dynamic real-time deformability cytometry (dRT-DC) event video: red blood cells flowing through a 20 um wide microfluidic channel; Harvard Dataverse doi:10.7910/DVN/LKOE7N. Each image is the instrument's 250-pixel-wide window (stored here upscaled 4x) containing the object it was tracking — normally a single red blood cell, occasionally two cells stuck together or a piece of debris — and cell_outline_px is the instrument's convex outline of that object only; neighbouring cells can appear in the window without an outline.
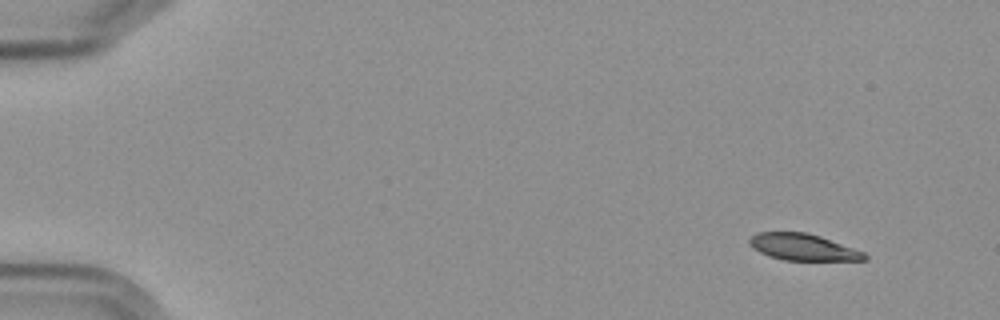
{"species": "Egyptian fruit bat (a non-hibernating species)", "species_latin": "Rousettus aegyptiacus", "temperature_condition": "cold", "stored_images_in_passage": 4, "camera_frame_rate_fps": 3000, "um_per_image_px": 0.085, "frame": {"image": 1, "passage_image": 1, "time_ms": 0.0, "image_size_px": [1000, 320], "cell_outline_px": [[868, 260], [784, 260], [768, 256], [752, 248], [748, 244], [748, 240], [756, 232], [804, 232], [820, 236], [864, 252], [868, 256]], "centroid_in_image_um": [68.22, 21.0], "position_along_channel_um": 16.8, "area_um2": 17.8}}
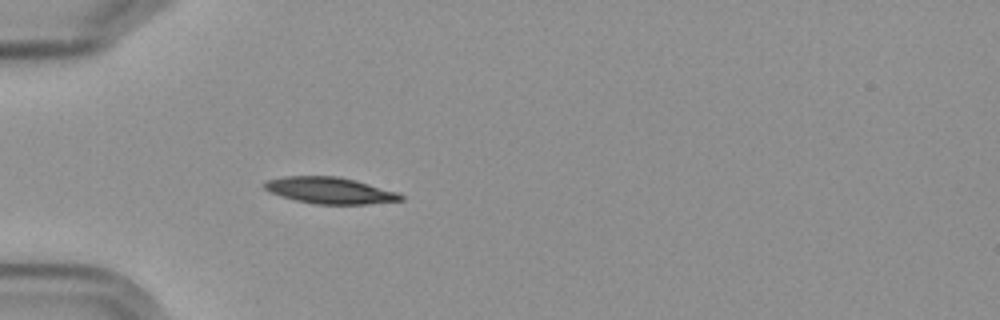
{"frame": {"image": 2, "passage_image": 4, "time_ms": 4.333, "image_size_px": [1000, 320], "cell_outline_px": [[404, 200], [368, 204], [316, 204], [296, 200], [272, 192], [264, 188], [264, 180], [284, 176], [336, 176], [356, 180], [400, 192], [404, 196]], "centroid_in_image_um": [28.1, 16.18], "position_along_channel_um": 56.9, "area_um2": 21.04}}